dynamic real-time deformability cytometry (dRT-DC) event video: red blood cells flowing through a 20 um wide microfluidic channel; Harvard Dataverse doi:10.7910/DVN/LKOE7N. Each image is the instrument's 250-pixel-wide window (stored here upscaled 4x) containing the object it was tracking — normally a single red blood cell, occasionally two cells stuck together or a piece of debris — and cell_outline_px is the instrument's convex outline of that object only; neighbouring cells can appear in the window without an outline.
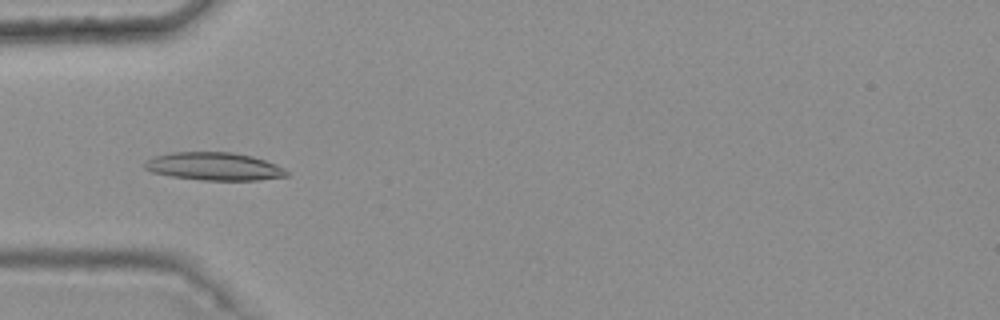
{"species": "common noctule bat (a hibernating species)", "species_latin": "Nyctalus noctula", "temperature_condition": "warm", "stored_images_in_passage": 5, "camera_frame_rate_fps": 3000, "um_per_image_px": 0.085, "animal": {"sex": "female", "body_mass_g": 25.1}, "frame": {"image": 1, "passage_image": 3, "time_ms": 0.667, "image_size_px": [1000, 320], "cell_outline_px": [[288, 176], [260, 180], [200, 180], [172, 176], [152, 172], [144, 168], [144, 164], [148, 160], [156, 156], [172, 152], [232, 152], [252, 156], [276, 164], [284, 168], [288, 172]], "centroid_in_image_um": [18.23, 14.15], "position_along_channel_um": 66.8, "area_um2": 23.0}}
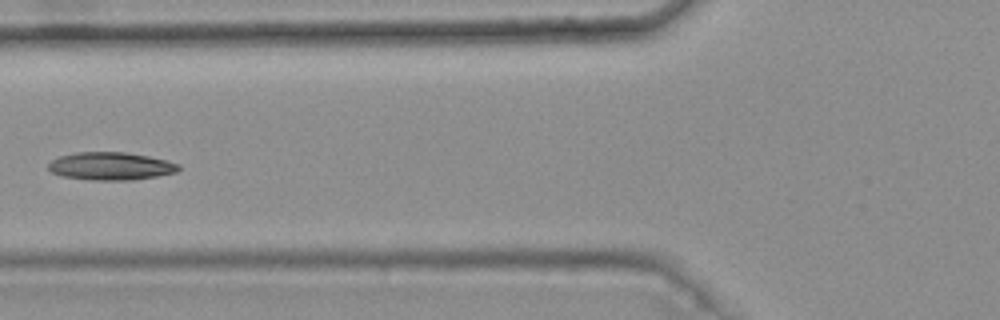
{"frame": {"image": 2, "passage_image": 4, "time_ms": 1.0, "image_size_px": [1000, 320], "cell_outline_px": [[180, 168], [176, 172], [156, 176], [132, 180], [92, 180], [60, 176], [52, 172], [48, 168], [48, 164], [52, 160], [60, 156], [76, 152], [124, 152], [148, 156], [180, 164]], "centroid_in_image_um": [9.39, 14.12], "position_along_channel_um": 116.4, "area_um2": 21.04}}
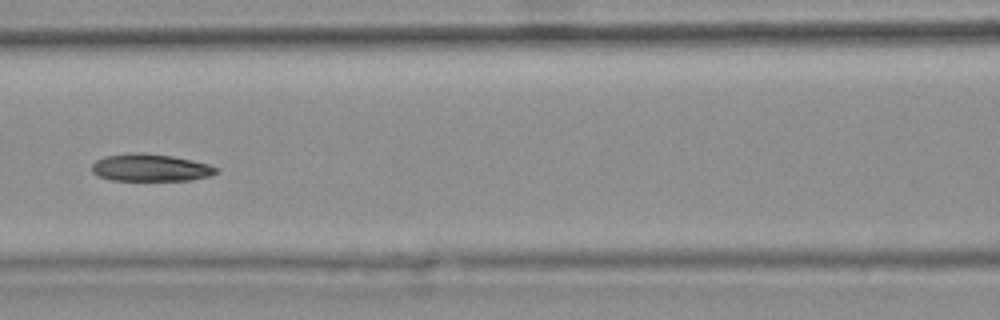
{"frame": {"image": 3, "passage_image": 5, "time_ms": 1.333, "image_size_px": [1000, 320], "cell_outline_px": [[216, 172], [212, 176], [192, 180], [112, 180], [100, 176], [92, 172], [92, 164], [96, 160], [104, 156], [128, 152], [140, 152], [172, 156], [192, 160], [208, 164], [216, 168]], "centroid_in_image_um": [12.77, 14.24], "position_along_channel_um": 153.8, "area_um2": 19.83}}